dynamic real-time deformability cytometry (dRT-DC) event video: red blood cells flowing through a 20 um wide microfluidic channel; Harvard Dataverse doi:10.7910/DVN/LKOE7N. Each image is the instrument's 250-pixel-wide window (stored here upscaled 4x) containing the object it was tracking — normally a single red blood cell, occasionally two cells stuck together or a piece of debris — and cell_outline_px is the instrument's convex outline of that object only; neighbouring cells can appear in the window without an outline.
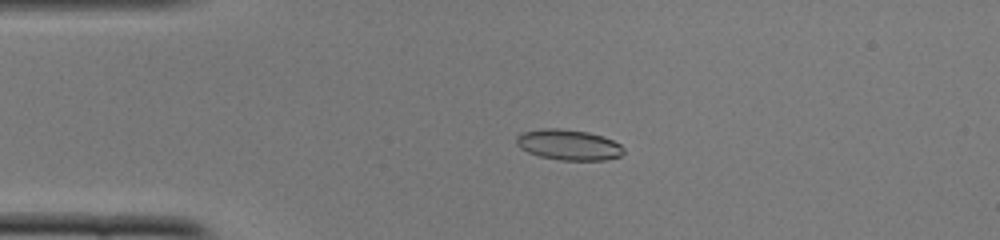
{"species": "common noctule bat (a hibernating species)", "species_latin": "Nyctalus noctula", "temperature_condition": "cold", "stored_images_in_passage": 52, "camera_frame_rate_fps": 3000, "um_per_image_px": 0.085, "animal": {"sex": "female", "body_mass_g": 22.0, "forearm_length_mm": 56.7}, "frame": {"image": 1, "passage_image": 12, "time_ms": 3.667, "image_size_px": [1000, 240], "cell_outline_px": [[624, 152], [620, 156], [604, 160], [560, 160], [540, 156], [528, 152], [520, 148], [516, 144], [516, 136], [524, 132], [540, 128], [560, 128], [588, 132], [604, 136], [620, 144], [624, 148]], "centroid_in_image_um": [48.33, 12.3], "position_along_channel_um": 36.7, "area_um2": 19.19}}
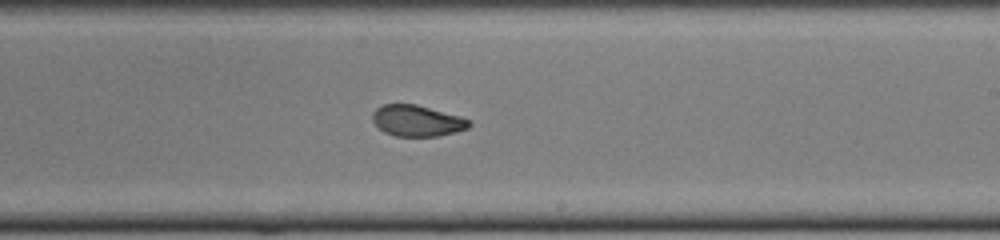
{"frame": {"image": 2, "passage_image": 31, "time_ms": 10.0, "image_size_px": [1000, 240], "cell_outline_px": [[472, 124], [468, 128], [456, 132], [436, 136], [396, 136], [384, 132], [372, 120], [372, 112], [380, 104], [416, 104], [460, 116], [472, 120]], "centroid_in_image_um": [35.46, 10.25], "position_along_channel_um": 253.5, "area_um2": 17.63}}
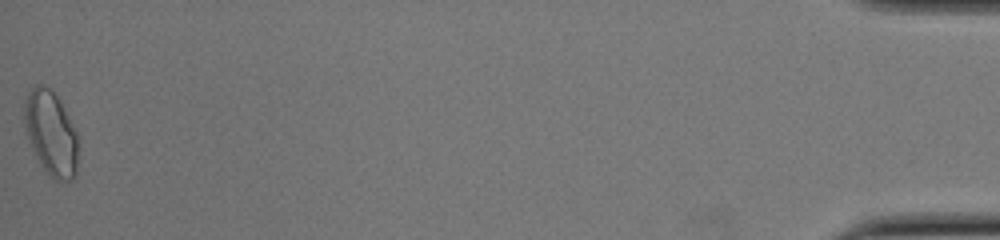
{"frame": {"image": 3, "passage_image": 52, "time_ms": 17.0, "image_size_px": [1000, 240], "cell_outline_px": [[76, 176], [72, 180], [56, 180], [48, 176], [40, 164], [32, 148], [20, 120], [24, 100], [28, 92], [36, 84], [40, 84], [48, 88], [60, 100], [76, 132]], "centroid_in_image_um": [4.25, 11.31], "position_along_channel_um": 430.9, "area_um2": 26.7}, "authors_computed_cell_mechanics": {"area_um2": 18.785, "velocity_mm_per_s": 3.9306, "shape_relaxation_time_tau1_ms": 11.3243, "shape_relaxation_time_tau2_ms": 1.214, "deformation_change_tau1": 0.236, "deformation_change_tau2": 0.0663}}